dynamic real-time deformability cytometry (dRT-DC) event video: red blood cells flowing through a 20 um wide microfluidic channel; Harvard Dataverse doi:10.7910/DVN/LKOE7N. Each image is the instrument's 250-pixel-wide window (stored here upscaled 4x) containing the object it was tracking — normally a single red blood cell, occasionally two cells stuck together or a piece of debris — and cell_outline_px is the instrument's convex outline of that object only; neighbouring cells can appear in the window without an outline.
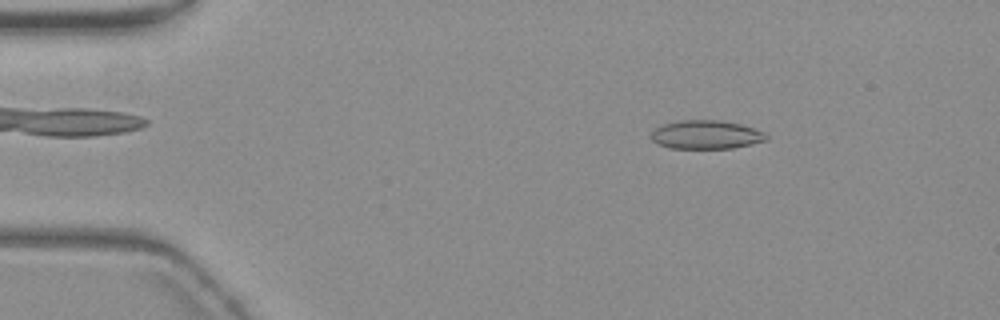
{"species": "common noctule bat (a hibernating species)", "species_latin": "Nyctalus noctula", "temperature_condition": "warm", "stored_images_in_passage": 55, "camera_frame_rate_fps": 3000, "um_per_image_px": 0.085, "animal": {"sex": "female", "body_mass_g": 19.3, "forearm_length_mm": 54.1}, "frame": {"image": 1, "passage_image": 8, "time_ms": 2.333, "image_size_px": [1000, 320], "cell_outline_px": [[768, 140], [752, 144], [732, 148], [672, 148], [656, 144], [652, 140], [652, 132], [656, 128], [664, 124], [680, 120], [716, 120], [740, 124], [764, 132], [768, 136]], "centroid_in_image_um": [60.03, 11.45], "position_along_channel_um": 25.0, "area_um2": 19.07}}
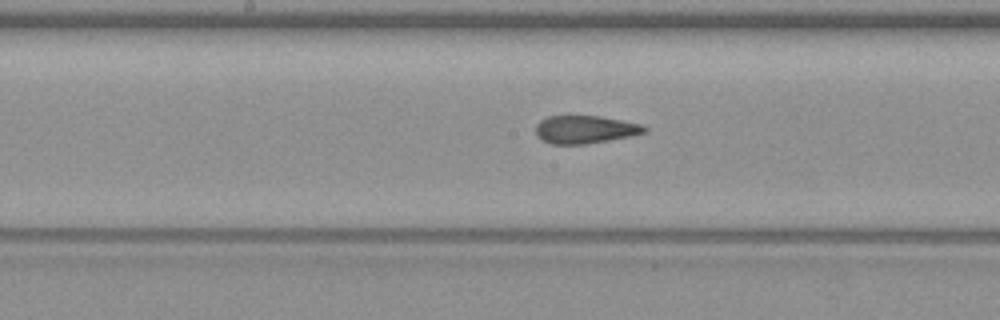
{"frame": {"image": 2, "passage_image": 28, "time_ms": 9.0, "image_size_px": [1000, 320], "cell_outline_px": [[648, 132], [632, 136], [584, 144], [552, 144], [536, 136], [536, 124], [540, 120], [548, 116], [568, 112], [600, 116], [640, 124], [648, 128]], "centroid_in_image_um": [49.69, 10.95], "position_along_channel_um": 198.5, "area_um2": 18.38}}
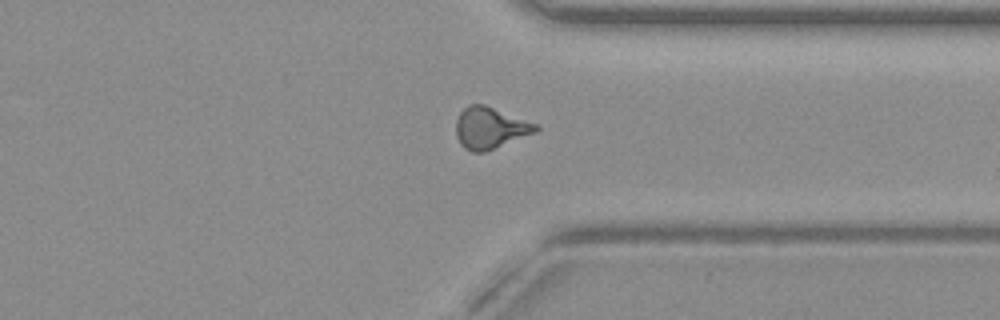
{"frame": {"image": 3, "passage_image": 42, "time_ms": 13.667, "image_size_px": [1000, 320], "cell_outline_px": [[540, 128], [536, 132], [484, 152], [472, 152], [464, 148], [460, 144], [456, 136], [456, 120], [460, 112], [468, 104], [484, 104], [536, 124]], "centroid_in_image_um": [41.62, 10.87], "position_along_channel_um": 369.8, "area_um2": 19.13}, "authors_computed_cell_mechanics": {"area_um2": 18.5538, "velocity_mm_per_s": 3.7043, "shape_relaxation_time_tau1_ms": null, "shape_relaxation_time_tau2_ms": 1.4955, "deformation_change_tau1": null, "deformation_change_tau2": 0.0919}}